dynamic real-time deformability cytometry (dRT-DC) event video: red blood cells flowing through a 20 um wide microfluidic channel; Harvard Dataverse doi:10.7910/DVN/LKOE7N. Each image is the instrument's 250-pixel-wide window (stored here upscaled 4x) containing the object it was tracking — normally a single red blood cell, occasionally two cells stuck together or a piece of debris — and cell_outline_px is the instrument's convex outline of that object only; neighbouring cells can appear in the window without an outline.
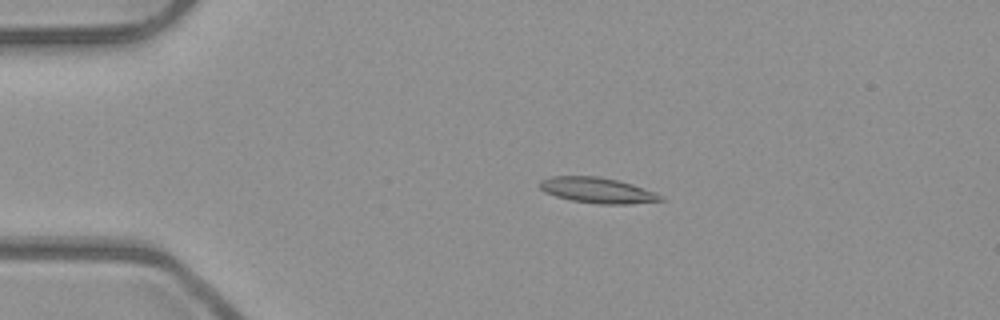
{"species": "common noctule bat (a hibernating species)", "species_latin": "Nyctalus noctula", "temperature_condition": "room temperature", "stored_images_in_passage": 4, "camera_frame_rate_fps": 3000, "um_per_image_px": 0.085, "animal": {"sex": "male", "body_mass_g": 23.1, "forearm_length_mm": 52.7}, "frame": {"image": 1, "passage_image": 3, "time_ms": 0.667, "image_size_px": [1000, 320], "cell_outline_px": [[668, 200], [628, 204], [600, 204], [572, 200], [556, 196], [544, 192], [536, 184], [540, 180], [552, 176], [596, 176], [616, 180], [632, 184], [656, 192], [664, 196]], "centroid_in_image_um": [50.79, 16.18], "position_along_channel_um": 34.2, "area_um2": 18.15}}